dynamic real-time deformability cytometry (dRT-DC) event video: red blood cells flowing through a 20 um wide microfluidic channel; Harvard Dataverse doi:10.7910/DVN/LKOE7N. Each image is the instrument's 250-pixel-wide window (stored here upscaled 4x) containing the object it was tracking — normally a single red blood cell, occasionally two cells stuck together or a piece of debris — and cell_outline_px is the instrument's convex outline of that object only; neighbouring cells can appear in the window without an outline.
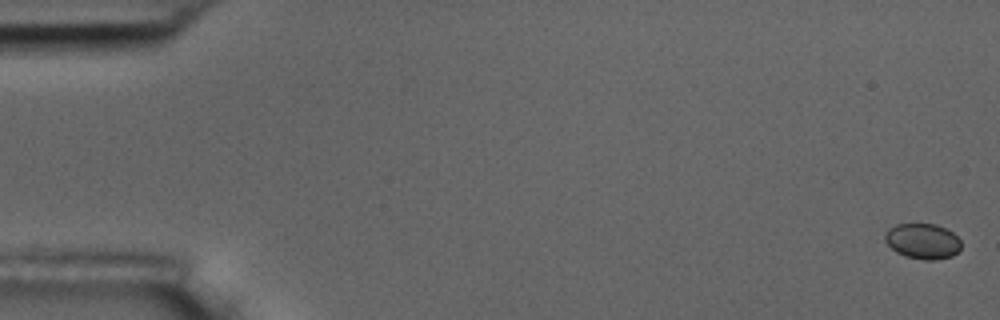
{"species": "common noctule bat (a hibernating species)", "species_latin": "Nyctalus noctula", "temperature_condition": "room temperature", "stored_images_in_passage": 7, "camera_frame_rate_fps": 3000, "um_per_image_px": 0.085, "animal": {"sex": "male", "body_mass_g": 17.5, "forearm_length_mm": 52.3}, "frame": {"image": 1, "passage_image": 1, "time_ms": 0.0, "image_size_px": [1000, 320], "cell_outline_px": [[960, 248], [952, 256], [936, 260], [924, 260], [904, 256], [896, 252], [884, 240], [884, 232], [888, 228], [896, 224], [936, 224], [952, 232], [960, 240]], "centroid_in_image_um": [78.39, 20.5], "position_along_channel_um": 6.6, "area_um2": 15.78}}
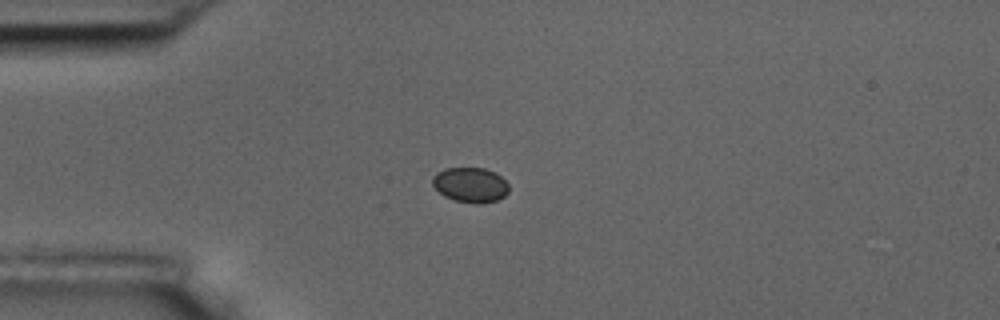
{"frame": {"image": 2, "passage_image": 5, "time_ms": 4.667, "image_size_px": [1000, 320], "cell_outline_px": [[508, 192], [504, 196], [496, 200], [480, 204], [476, 204], [456, 200], [444, 196], [432, 184], [432, 176], [436, 172], [444, 168], [484, 168], [496, 172], [508, 184]], "centroid_in_image_um": [39.97, 15.7], "position_along_channel_um": 45.0, "area_um2": 15.55}}